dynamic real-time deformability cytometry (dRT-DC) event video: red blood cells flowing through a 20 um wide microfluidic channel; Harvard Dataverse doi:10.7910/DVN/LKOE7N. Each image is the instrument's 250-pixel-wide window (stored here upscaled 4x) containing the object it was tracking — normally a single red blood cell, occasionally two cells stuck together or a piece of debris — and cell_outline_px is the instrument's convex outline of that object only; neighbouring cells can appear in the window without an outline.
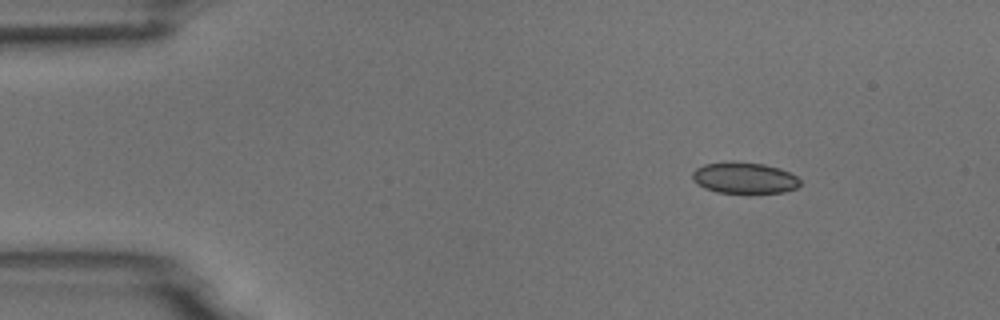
{"species": "common noctule bat (a hibernating species)", "species_latin": "Nyctalus noctula", "temperature_condition": "room temperature", "stored_images_in_passage": 3, "camera_frame_rate_fps": 3000, "um_per_image_px": 0.085, "animal": {"sex": "male", "body_mass_g": 18.8}, "frame": {"image": 1, "passage_image": 1, "time_ms": 0.0, "image_size_px": [1000, 320], "cell_outline_px": [[800, 184], [796, 188], [784, 192], [748, 196], [716, 192], [704, 188], [696, 184], [692, 180], [692, 172], [696, 168], [704, 164], [732, 160], [764, 164], [780, 168], [796, 176], [800, 180]], "centroid_in_image_um": [63.24, 15.16], "position_along_channel_um": 21.8, "area_um2": 20.69}}